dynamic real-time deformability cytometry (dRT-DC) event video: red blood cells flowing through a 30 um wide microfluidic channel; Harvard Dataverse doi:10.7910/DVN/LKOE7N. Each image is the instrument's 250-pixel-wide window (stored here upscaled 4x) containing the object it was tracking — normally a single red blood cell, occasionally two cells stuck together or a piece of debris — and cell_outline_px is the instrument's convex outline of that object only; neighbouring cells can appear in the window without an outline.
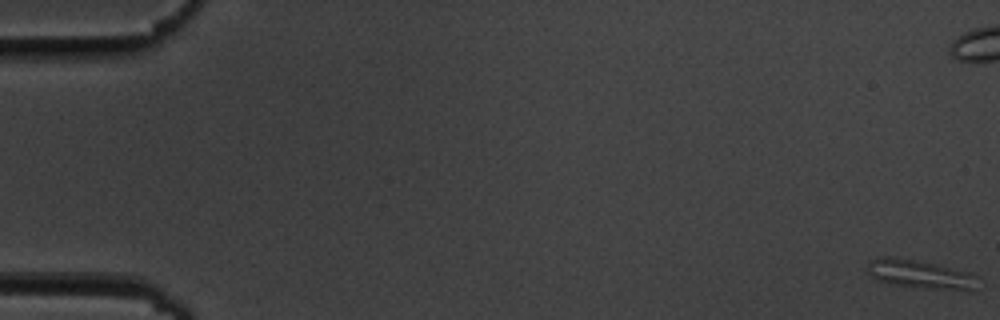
{"species": "common noctule bat (a hibernating species)", "species_latin": "Nyctalus noctula", "temperature_condition": "cold", "stored_images_in_passage": 58, "camera_frame_rate_fps": 3000, "um_per_image_px": 0.085, "animal": {"sex": "male", "body_mass_g": 19.5, "forearm_length_mm": 54.6}, "frame": {"image": 1, "passage_image": 1, "time_ms": 0.0, "image_size_px": [1000, 320], "cell_outline_px": [[976, 276], [972, 288], [924, 288], [892, 284], [876, 280], [868, 272], [868, 260], [876, 256], [892, 256], [916, 260], [936, 264], [972, 272]], "centroid_in_image_um": [78.06, 23.25], "position_along_channel_um": 6.9, "area_um2": 17.98}}
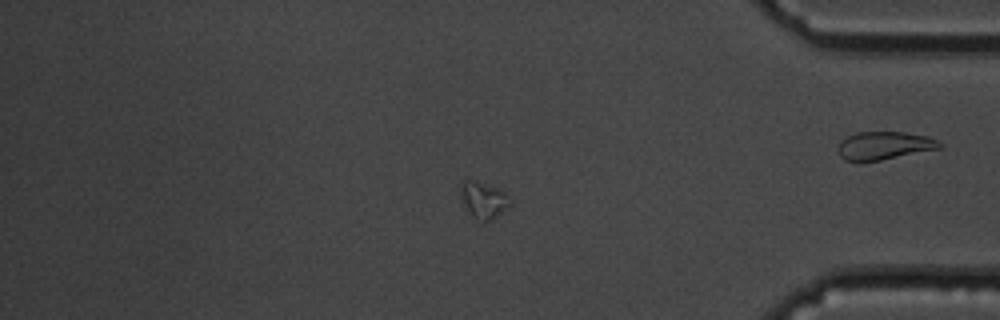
{"frame": {"image": 2, "passage_image": 48, "time_ms": 15.667, "image_size_px": [1000, 320], "cell_outline_px": [[512, 204], [496, 216], [488, 220], [476, 220], [472, 216], [464, 204], [460, 188], [460, 184], [464, 176], [468, 176], [496, 188], [504, 192]], "centroid_in_image_um": [41.04, 16.92], "position_along_channel_um": 394.2, "area_um2": 10.52}}